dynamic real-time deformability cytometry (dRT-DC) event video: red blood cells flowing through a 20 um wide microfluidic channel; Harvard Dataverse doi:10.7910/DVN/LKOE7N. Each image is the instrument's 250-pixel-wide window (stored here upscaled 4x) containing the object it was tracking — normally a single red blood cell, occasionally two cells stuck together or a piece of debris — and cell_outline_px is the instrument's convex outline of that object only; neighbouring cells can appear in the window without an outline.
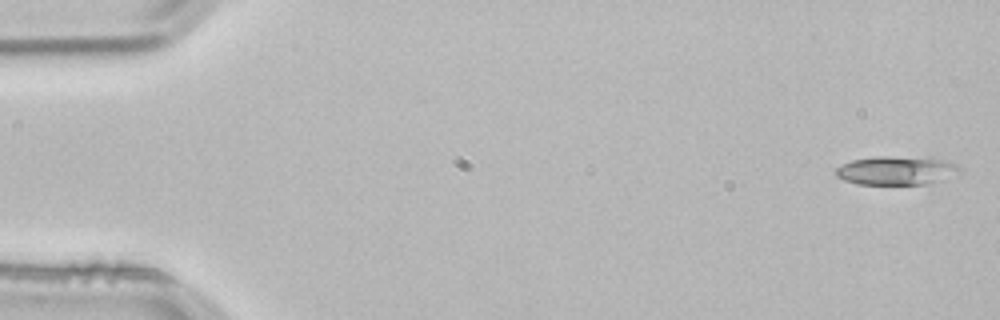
{"species": "common noctule bat (a hibernating species)", "species_latin": "Nyctalus noctula", "temperature_condition": "room temperature", "stored_images_in_passage": 3, "camera_frame_rate_fps": 3000, "um_per_image_px": 0.085, "animal": {"sex": "male", "body_mass_g": 21.5, "forearm_length_mm": 52.0}, "frame": {"image": 1, "passage_image": 1, "time_ms": 0.0, "image_size_px": [1000, 320], "cell_outline_px": [[960, 172], [928, 184], [856, 184], [844, 180], [836, 176], [836, 168], [852, 160], [884, 156], [944, 160], [956, 164], [960, 168]], "centroid_in_image_um": [76.15, 14.51], "position_along_channel_um": 8.8, "area_um2": 20.11}}